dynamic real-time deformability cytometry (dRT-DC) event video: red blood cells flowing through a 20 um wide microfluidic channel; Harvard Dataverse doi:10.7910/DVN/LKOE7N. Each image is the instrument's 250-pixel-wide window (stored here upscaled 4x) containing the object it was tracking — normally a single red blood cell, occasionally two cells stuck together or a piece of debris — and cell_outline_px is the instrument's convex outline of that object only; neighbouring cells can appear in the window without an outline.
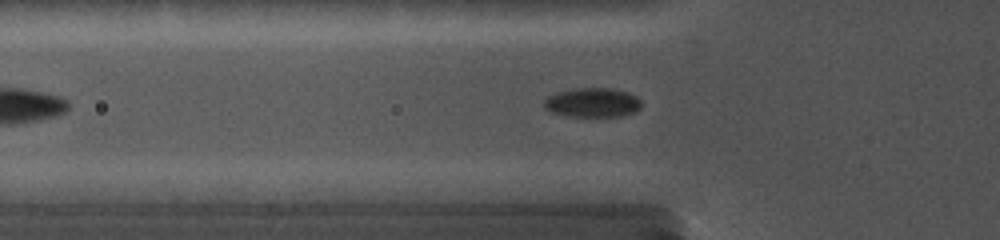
{"species": "common noctule bat (a hibernating species)", "species_latin": "Nyctalus noctula", "temperature_condition": "cold", "stored_images_in_passage": 62, "camera_frame_rate_fps": 5000, "um_per_image_px": 0.085, "animal": {"sex": "female", "body_mass_g": 19.0, "forearm_length_mm": 56.7}, "frame": {"image": 1, "passage_image": 12, "time_ms": 3.8, "image_size_px": [1000, 240], "cell_outline_px": [[640, 108], [636, 112], [624, 116], [572, 116], [552, 112], [544, 108], [544, 100], [548, 96], [556, 92], [576, 88], [612, 88], [628, 92], [636, 96], [640, 100]], "centroid_in_image_um": [50.38, 8.71], "position_along_channel_um": 75.4, "area_um2": 16.65}}
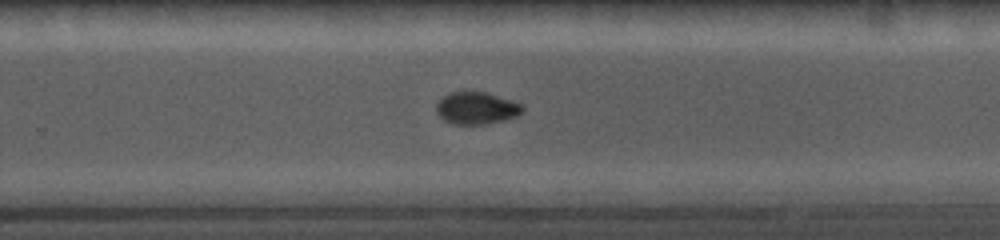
{"frame": {"image": 2, "passage_image": 39, "time_ms": 9.4, "image_size_px": [1000, 240], "cell_outline_px": [[524, 108], [516, 116], [504, 120], [484, 124], [452, 124], [444, 120], [436, 112], [436, 104], [444, 96], [452, 92], [488, 92], [512, 100], [520, 104]], "centroid_in_image_um": [40.49, 9.19], "position_along_channel_um": 289.3, "area_um2": 16.01}}
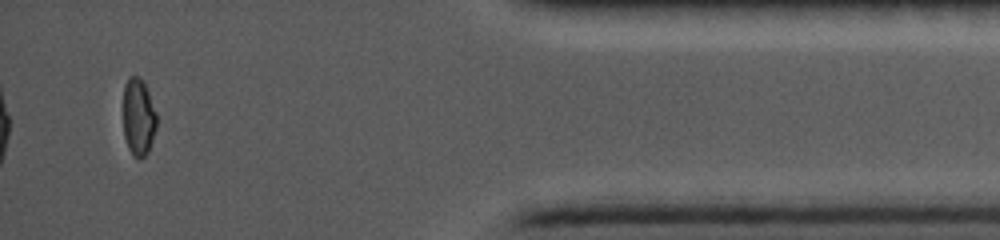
{"frame": {"image": 3, "passage_image": 59, "time_ms": 13.8, "image_size_px": [1000, 240], "cell_outline_px": [[156, 128], [148, 152], [140, 160], [132, 156], [128, 148], [124, 136], [124, 84], [128, 76], [140, 76], [148, 92], [156, 112]], "centroid_in_image_um": [11.76, 9.97], "position_along_channel_um": 423.4, "area_um2": 15.09}}